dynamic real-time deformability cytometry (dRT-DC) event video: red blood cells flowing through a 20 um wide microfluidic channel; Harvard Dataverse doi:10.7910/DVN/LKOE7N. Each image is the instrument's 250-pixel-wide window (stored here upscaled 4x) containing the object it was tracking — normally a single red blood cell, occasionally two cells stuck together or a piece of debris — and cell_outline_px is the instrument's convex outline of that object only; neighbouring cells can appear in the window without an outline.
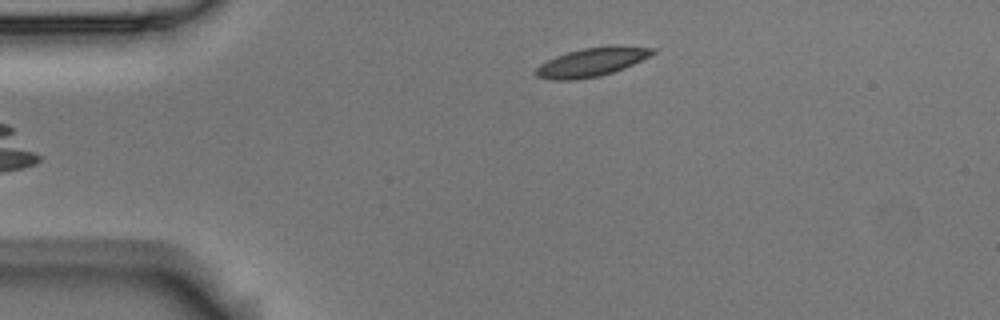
{"species": "Egyptian fruit bat (a non-hibernating species)", "species_latin": "Rousettus aegyptiacus", "temperature_condition": "room temperature", "stored_images_in_passage": 4, "camera_frame_rate_fps": 3000, "um_per_image_px": 0.085, "animal": {"sex": "male"}, "frame": {"image": 1, "passage_image": 4, "time_ms": 1.0, "image_size_px": [1000, 320], "cell_outline_px": [[656, 52], [624, 68], [600, 76], [576, 80], [552, 80], [536, 76], [532, 72], [540, 64], [556, 56], [568, 52], [584, 48], [608, 44], [620, 44], [656, 48]], "centroid_in_image_um": [50.3, 5.26], "position_along_channel_um": 34.7, "area_um2": 19.83}}